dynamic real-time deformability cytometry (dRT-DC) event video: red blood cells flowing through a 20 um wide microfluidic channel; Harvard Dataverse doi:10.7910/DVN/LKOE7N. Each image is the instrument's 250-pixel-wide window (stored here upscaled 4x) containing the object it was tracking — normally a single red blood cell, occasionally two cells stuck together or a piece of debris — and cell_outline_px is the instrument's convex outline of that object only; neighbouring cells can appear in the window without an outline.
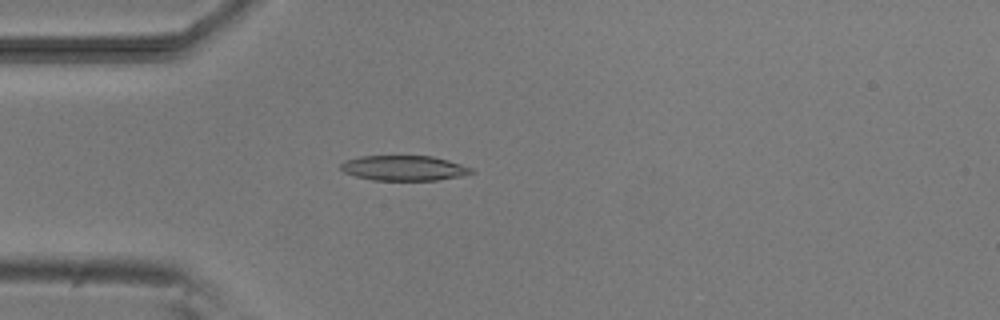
{"species": "common noctule bat (a hibernating species)", "species_latin": "Nyctalus noctula", "temperature_condition": "room temperature", "stored_images_in_passage": 2, "camera_frame_rate_fps": 3000, "um_per_image_px": 0.085, "animal": {"sex": "male", "body_mass_g": 20.5, "forearm_length_mm": 52.5}, "frame": {"image": 1, "passage_image": 2, "time_ms": 2.0, "image_size_px": [1000, 320], "cell_outline_px": [[476, 172], [460, 176], [436, 180], [372, 180], [356, 176], [344, 172], [340, 168], [340, 164], [344, 160], [360, 156], [432, 156], [448, 160], [472, 168]], "centroid_in_image_um": [34.32, 14.28], "position_along_channel_um": 50.7, "area_um2": 19.07}}